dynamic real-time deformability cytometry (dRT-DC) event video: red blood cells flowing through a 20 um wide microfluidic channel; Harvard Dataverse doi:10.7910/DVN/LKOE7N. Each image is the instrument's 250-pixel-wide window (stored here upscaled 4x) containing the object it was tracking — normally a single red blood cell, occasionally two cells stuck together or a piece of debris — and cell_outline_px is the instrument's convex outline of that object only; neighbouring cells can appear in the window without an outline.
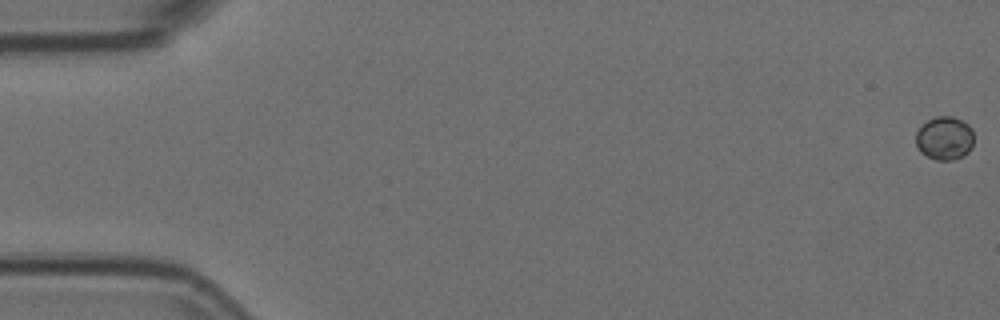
{"species": "Egyptian fruit bat (a non-hibernating species)", "species_latin": "Rousettus aegyptiacus", "temperature_condition": "room temperature", "stored_images_in_passage": 38, "camera_frame_rate_fps": 3000, "um_per_image_px": 0.085, "animal": {"sex": "female"}, "frame": {"image": 1, "passage_image": 1, "time_ms": 0.0, "image_size_px": [1000, 320], "cell_outline_px": [[972, 148], [964, 156], [952, 160], [936, 160], [920, 152], [916, 144], [916, 132], [928, 120], [936, 116], [952, 116], [968, 124], [972, 128]], "centroid_in_image_um": [80.29, 11.75], "position_along_channel_um": 4.7, "area_um2": 14.62}}
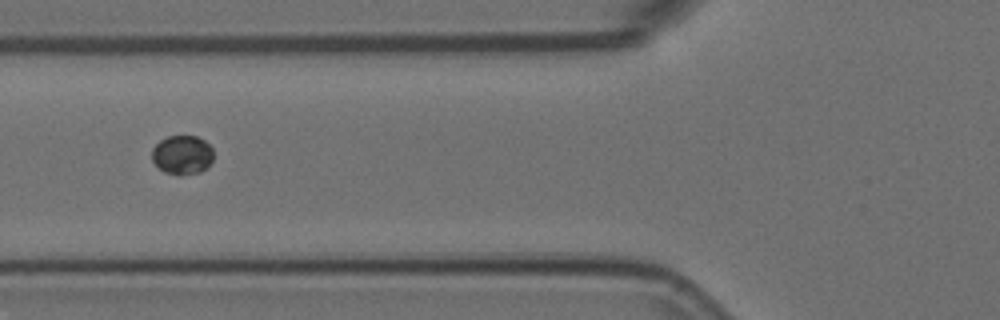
{"frame": {"image": 2, "passage_image": 22, "time_ms": 7.0, "image_size_px": [1000, 320], "cell_outline_px": [[212, 160], [200, 172], [180, 176], [164, 172], [152, 160], [152, 148], [160, 140], [168, 136], [196, 136], [204, 140], [212, 148]], "centroid_in_image_um": [15.47, 13.16], "position_along_channel_um": 110.3, "area_um2": 13.93}}
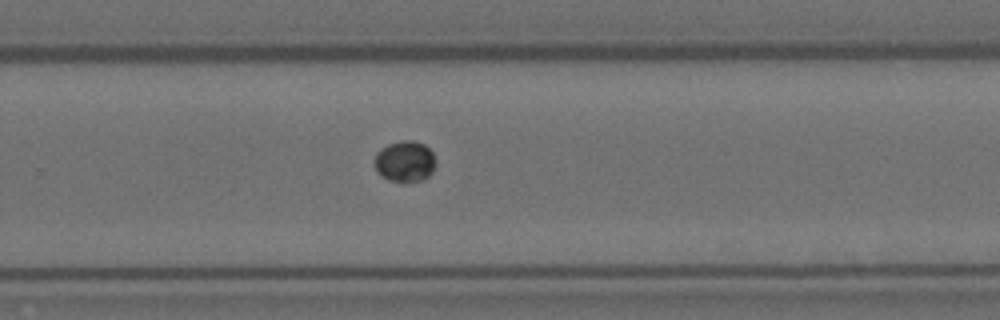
{"frame": {"image": 3, "passage_image": 37, "time_ms": 12.0, "image_size_px": [1000, 320], "cell_outline_px": [[432, 172], [424, 180], [388, 180], [380, 176], [376, 168], [376, 152], [380, 148], [388, 144], [404, 140], [412, 140], [424, 144], [432, 152]], "centroid_in_image_um": [34.37, 13.69], "position_along_channel_um": 295.4, "area_um2": 14.1}}